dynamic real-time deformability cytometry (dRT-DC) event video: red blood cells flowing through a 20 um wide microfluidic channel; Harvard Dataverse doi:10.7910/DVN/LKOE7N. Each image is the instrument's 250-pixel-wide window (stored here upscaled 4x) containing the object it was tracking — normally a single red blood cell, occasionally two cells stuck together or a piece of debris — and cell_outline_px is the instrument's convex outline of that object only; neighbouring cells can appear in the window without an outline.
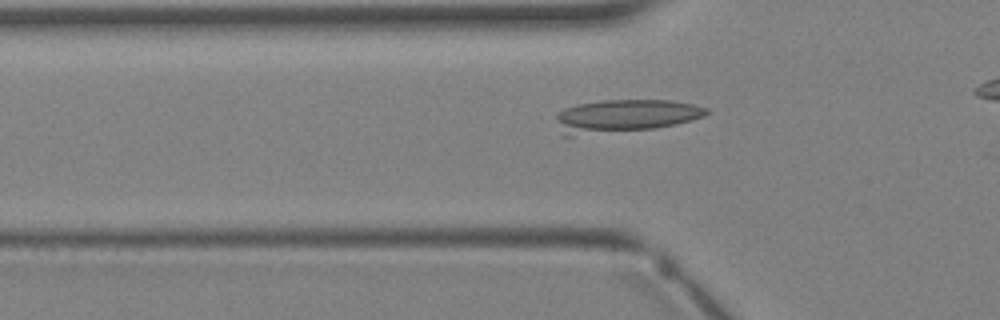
{"species": "Egyptian fruit bat (a non-hibernating species)", "species_latin": "Rousettus aegyptiacus", "temperature_condition": "warm", "stored_images_in_passage": 3, "camera_frame_rate_fps": 3000, "um_per_image_px": 0.085, "animal": {"sex": "female"}, "frame": {"image": 1, "passage_image": 2, "time_ms": 1.333, "image_size_px": [1000, 320], "cell_outline_px": [[708, 112], [704, 116], [692, 120], [676, 124], [656, 128], [572, 136], [564, 136], [556, 120], [556, 116], [564, 108], [576, 104], [600, 100], [672, 100], [692, 104], [708, 108]], "centroid_in_image_um": [53.11, 9.85], "position_along_channel_um": 72.7, "area_um2": 28.84}}